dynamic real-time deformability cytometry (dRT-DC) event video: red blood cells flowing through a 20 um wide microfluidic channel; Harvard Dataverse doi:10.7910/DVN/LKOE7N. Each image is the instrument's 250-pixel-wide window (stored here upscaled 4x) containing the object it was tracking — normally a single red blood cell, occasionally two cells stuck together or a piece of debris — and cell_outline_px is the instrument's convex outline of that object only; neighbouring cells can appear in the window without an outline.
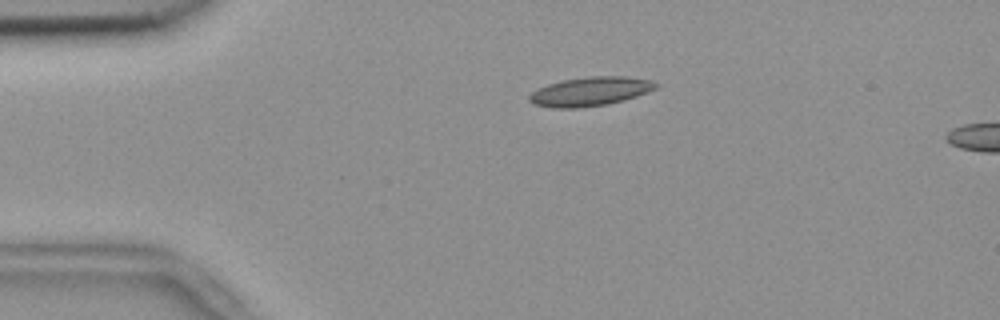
{"species": "common noctule bat (a hibernating species)", "species_latin": "Nyctalus noctula", "temperature_condition": "room temperature", "stored_images_in_passage": 16, "camera_frame_rate_fps": 3000, "um_per_image_px": 0.085, "animal": {"sex": "female", "body_mass_g": 18.4}, "frame": {"image": 1, "passage_image": 12, "time_ms": 3.667, "image_size_px": [1000, 320], "cell_outline_px": [[660, 84], [656, 88], [648, 92], [624, 100], [608, 104], [580, 108], [552, 108], [536, 104], [528, 100], [528, 96], [532, 92], [548, 84], [564, 80], [588, 76], [624, 76], [652, 80]], "centroid_in_image_um": [50.2, 7.77], "position_along_channel_um": 34.8, "area_um2": 21.39}}